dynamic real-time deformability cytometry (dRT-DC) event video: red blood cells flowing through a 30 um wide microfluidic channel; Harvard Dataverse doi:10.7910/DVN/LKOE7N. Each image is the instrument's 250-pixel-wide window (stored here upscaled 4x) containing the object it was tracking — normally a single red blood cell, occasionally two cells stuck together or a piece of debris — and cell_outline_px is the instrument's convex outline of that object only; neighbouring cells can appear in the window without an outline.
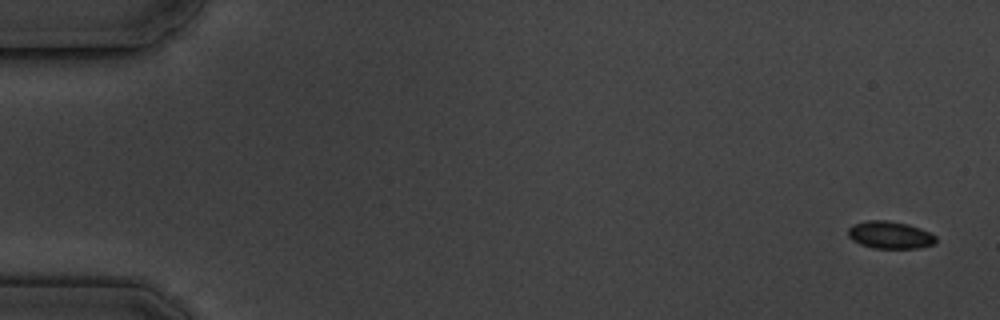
{"species": "common noctule bat (a hibernating species)", "species_latin": "Nyctalus noctula", "temperature_condition": "cold", "stored_images_in_passage": 6, "camera_frame_rate_fps": 3000, "um_per_image_px": 0.085, "animal": {"sex": "male", "body_mass_g": 19.5, "forearm_length_mm": 54.6}, "frame": {"image": 1, "passage_image": 1, "time_ms": 0.0, "image_size_px": [1000, 320], "cell_outline_px": [[936, 244], [920, 248], [872, 248], [860, 244], [852, 240], [848, 236], [848, 228], [852, 224], [868, 220], [888, 220], [908, 224], [920, 228], [936, 236]], "centroid_in_image_um": [75.64, 19.97], "position_along_channel_um": 9.4, "area_um2": 14.16}}
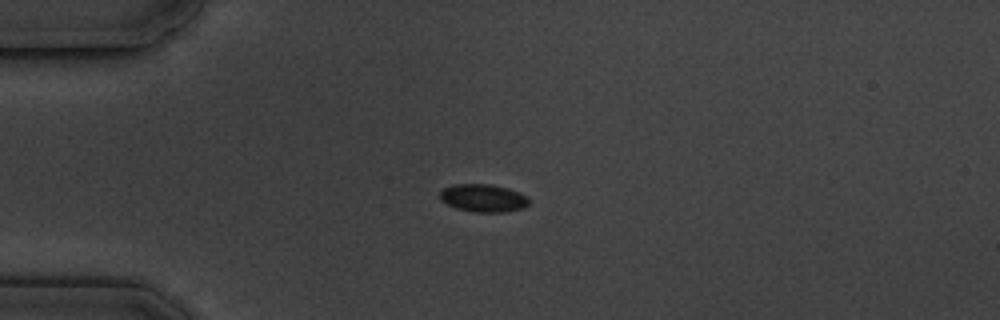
{"frame": {"image": 2, "passage_image": 4, "time_ms": 4.333, "image_size_px": [1000, 320], "cell_outline_px": [[528, 204], [524, 208], [504, 212], [476, 212], [456, 208], [440, 200], [440, 192], [444, 188], [452, 184], [492, 184], [508, 188], [520, 192], [528, 196]], "centroid_in_image_um": [41.09, 16.82], "position_along_channel_um": 43.9, "area_um2": 14.51}}